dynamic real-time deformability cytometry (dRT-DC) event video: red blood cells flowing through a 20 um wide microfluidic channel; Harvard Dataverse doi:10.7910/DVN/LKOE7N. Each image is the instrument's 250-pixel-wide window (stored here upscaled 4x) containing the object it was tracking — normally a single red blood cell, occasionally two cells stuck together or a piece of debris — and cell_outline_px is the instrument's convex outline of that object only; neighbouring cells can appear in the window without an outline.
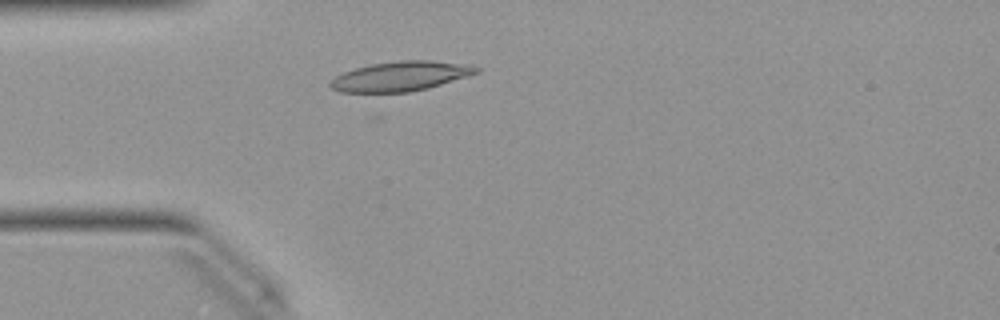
{"species": "Egyptian fruit bat (a non-hibernating species)", "species_latin": "Rousettus aegyptiacus", "temperature_condition": "warm", "stored_images_in_passage": 45, "camera_frame_rate_fps": 3000, "um_per_image_px": 0.085, "animal": {"sex": "female"}, "frame": {"image": 1, "passage_image": 9, "time_ms": 2.667, "image_size_px": [1000, 320], "cell_outline_px": [[480, 72], [468, 76], [428, 88], [408, 92], [340, 92], [332, 88], [328, 84], [336, 76], [344, 72], [356, 68], [372, 64], [400, 60], [432, 60], [472, 64], [480, 68]], "centroid_in_image_um": [34.11, 6.47], "position_along_channel_um": 50.9, "area_um2": 25.26}}
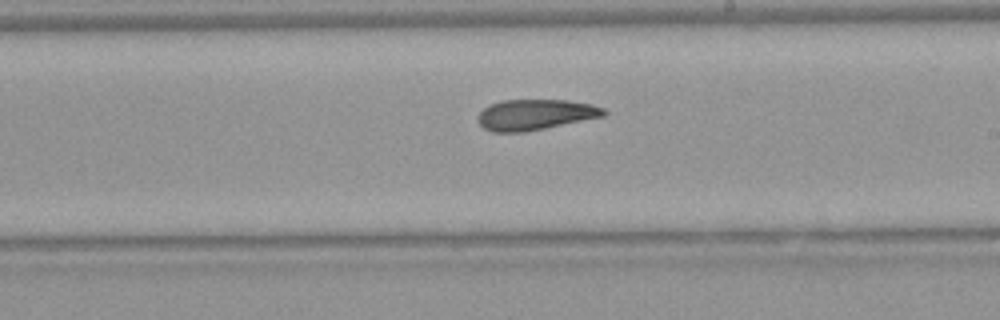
{"frame": {"image": 2, "passage_image": 24, "time_ms": 7.667, "image_size_px": [1000, 320], "cell_outline_px": [[608, 112], [604, 116], [524, 132], [492, 132], [484, 128], [476, 120], [476, 116], [488, 104], [504, 100], [568, 100], [592, 104], [604, 108]], "centroid_in_image_um": [45.47, 9.74], "position_along_channel_um": 243.5, "area_um2": 22.54}}
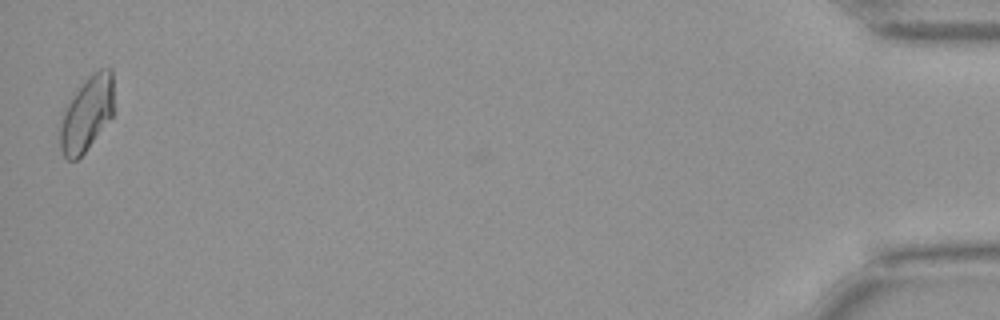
{"frame": {"image": 3, "passage_image": 45, "time_ms": 14.667, "image_size_px": [1000, 320], "cell_outline_px": [[112, 116], [84, 152], [76, 160], [68, 160], [64, 156], [60, 148], [60, 112], [64, 104], [88, 76], [92, 72], [100, 68], [112, 68]], "centroid_in_image_um": [7.32, 9.64], "position_along_channel_um": 427.9, "area_um2": 23.52}}